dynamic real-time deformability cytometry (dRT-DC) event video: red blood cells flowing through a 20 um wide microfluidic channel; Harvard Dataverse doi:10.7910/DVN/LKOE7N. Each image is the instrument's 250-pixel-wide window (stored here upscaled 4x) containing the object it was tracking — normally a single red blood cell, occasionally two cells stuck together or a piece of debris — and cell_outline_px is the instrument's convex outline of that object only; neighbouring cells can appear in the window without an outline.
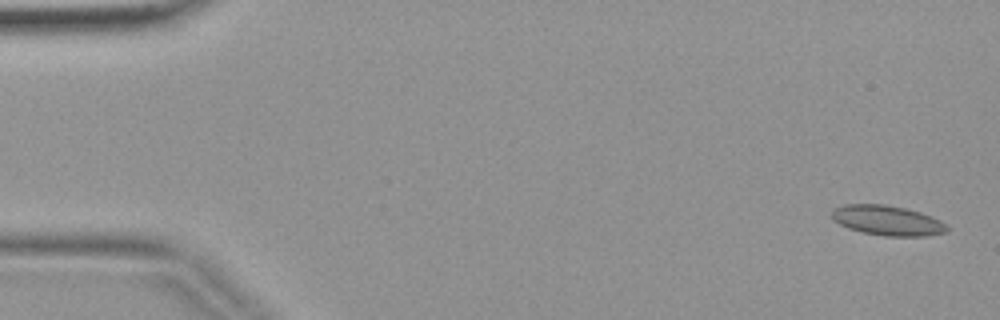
{"species": "common noctule bat (a hibernating species)", "species_latin": "Nyctalus noctula", "temperature_condition": "warm", "stored_images_in_passage": 4, "camera_frame_rate_fps": 3000, "um_per_image_px": 0.085, "animal": {"sex": "female", "body_mass_g": 19.9}, "frame": {"image": 1, "passage_image": 1, "time_ms": 0.0, "image_size_px": [1000, 320], "cell_outline_px": [[948, 232], [928, 236], [884, 236], [864, 232], [848, 228], [832, 220], [832, 208], [844, 204], [884, 204], [904, 208], [920, 212], [932, 216], [948, 224]], "centroid_in_image_um": [75.45, 18.74], "position_along_channel_um": 9.6, "area_um2": 20.29}}
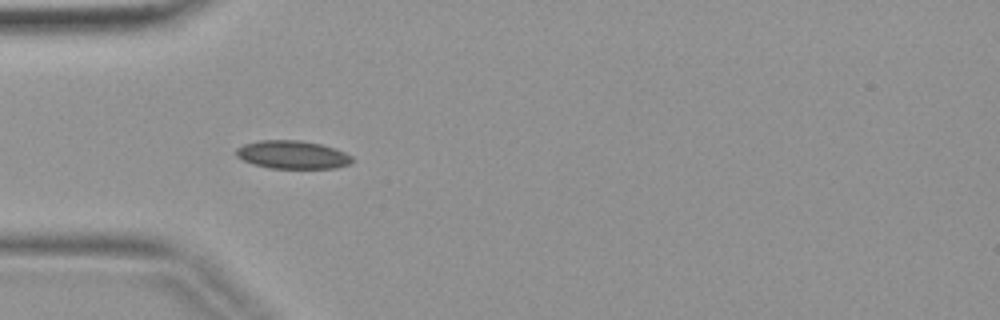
{"frame": {"image": 2, "passage_image": 4, "time_ms": 1.0, "image_size_px": [1000, 320], "cell_outline_px": [[352, 164], [336, 168], [268, 168], [252, 164], [236, 156], [236, 148], [244, 144], [260, 140], [300, 140], [320, 144], [336, 148], [352, 156]], "centroid_in_image_um": [24.87, 13.15], "position_along_channel_um": 60.1, "area_um2": 19.13}}